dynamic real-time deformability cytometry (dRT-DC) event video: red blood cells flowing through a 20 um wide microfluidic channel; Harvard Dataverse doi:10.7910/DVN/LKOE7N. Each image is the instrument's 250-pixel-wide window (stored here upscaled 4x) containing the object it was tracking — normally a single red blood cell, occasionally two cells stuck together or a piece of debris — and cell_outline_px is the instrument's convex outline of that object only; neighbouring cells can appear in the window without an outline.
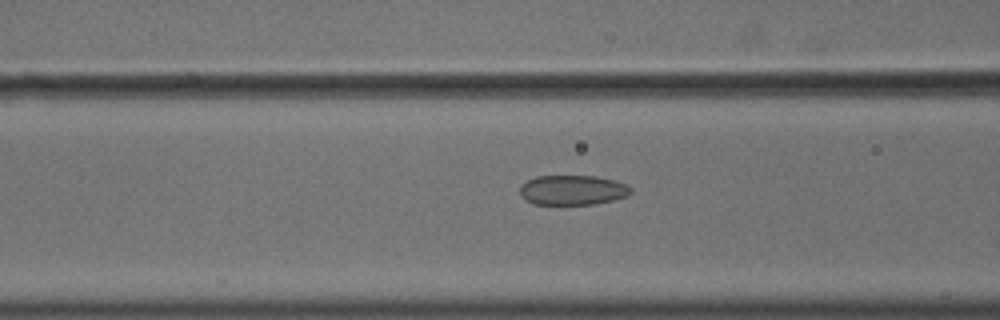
{"species": "common noctule bat (a hibernating species)", "species_latin": "Nyctalus noctula", "temperature_condition": "cold", "stored_images_in_passage": 57, "camera_frame_rate_fps": 3000, "um_per_image_px": 0.085, "animal": {"sex": "male", "body_mass_g": 18.8}, "frame": {"image": 1, "passage_image": 23, "time_ms": 7.333, "image_size_px": [1000, 320], "cell_outline_px": [[632, 192], [628, 196], [596, 204], [532, 204], [524, 200], [520, 196], [520, 188], [528, 180], [536, 176], [596, 176], [616, 180], [628, 184], [632, 188]], "centroid_in_image_um": [48.7, 16.16], "position_along_channel_um": 117.9, "area_um2": 19.48}}
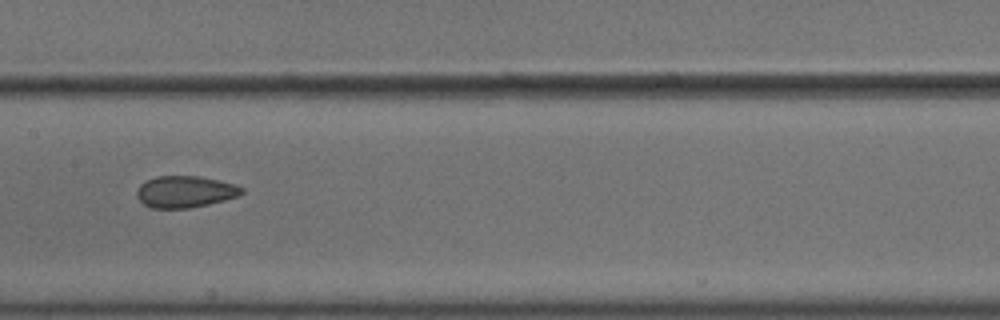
{"frame": {"image": 2, "passage_image": 29, "time_ms": 9.333, "image_size_px": [1000, 320], "cell_outline_px": [[244, 192], [240, 196], [208, 204], [188, 208], [152, 208], [144, 204], [136, 196], [136, 192], [140, 184], [156, 176], [196, 176], [236, 184], [244, 188]], "centroid_in_image_um": [15.75, 16.3], "position_along_channel_um": 191.7, "area_um2": 19.31}}
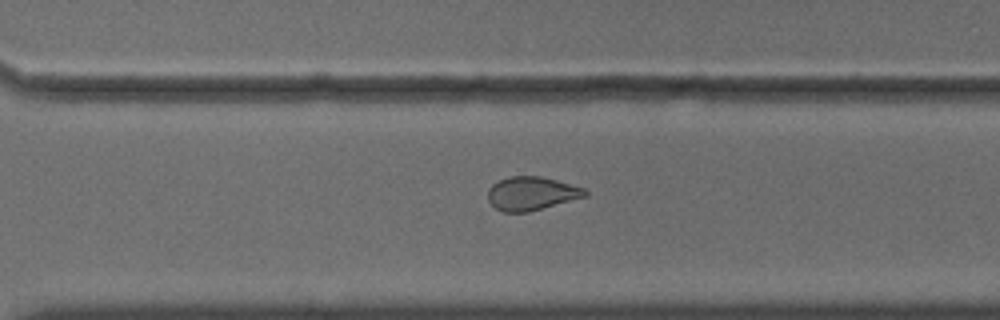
{"frame": {"image": 3, "passage_image": 40, "time_ms": 13.0, "image_size_px": [1000, 320], "cell_outline_px": [[588, 196], [528, 212], [504, 212], [496, 208], [488, 200], [488, 188], [492, 184], [508, 176], [540, 176], [556, 180], [584, 188], [588, 192]], "centroid_in_image_um": [45.18, 16.44], "position_along_channel_um": 325.4, "area_um2": 18.96}, "authors_computed_cell_mechanics": {"area_um2": 20.808, "velocity_mm_per_s": 3.6624, "shape_relaxation_time_tau1_ms": null, "shape_relaxation_time_tau2_ms": 1.6508, "deformation_change_tau1": null, "deformation_change_tau2": 0.0734}}